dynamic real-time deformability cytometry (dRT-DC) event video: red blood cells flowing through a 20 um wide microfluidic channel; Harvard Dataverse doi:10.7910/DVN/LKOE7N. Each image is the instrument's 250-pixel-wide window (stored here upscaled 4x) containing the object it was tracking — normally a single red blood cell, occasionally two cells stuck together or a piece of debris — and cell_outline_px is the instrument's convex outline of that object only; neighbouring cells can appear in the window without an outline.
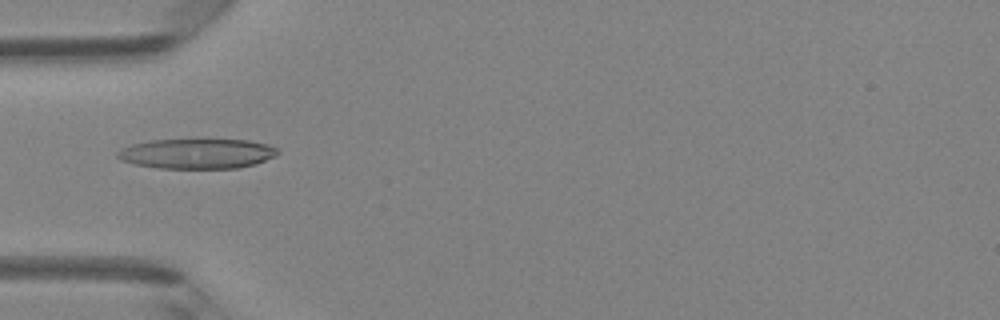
{"species": "Egyptian fruit bat (a non-hibernating species)", "species_latin": "Rousettus aegyptiacus", "temperature_condition": "room temperature", "stored_images_in_passage": 43, "camera_frame_rate_fps": 3000, "um_per_image_px": 0.085, "animal": {"sex": "female"}, "frame": {"image": 1, "passage_image": 11, "time_ms": 3.333, "image_size_px": [1000, 320], "cell_outline_px": [[280, 152], [276, 156], [256, 164], [236, 168], [160, 168], [132, 164], [120, 160], [116, 156], [116, 152], [132, 144], [152, 140], [204, 136], [248, 140], [268, 144], [276, 148]], "centroid_in_image_um": [16.77, 13.0], "position_along_channel_um": 68.2, "area_um2": 29.36}}
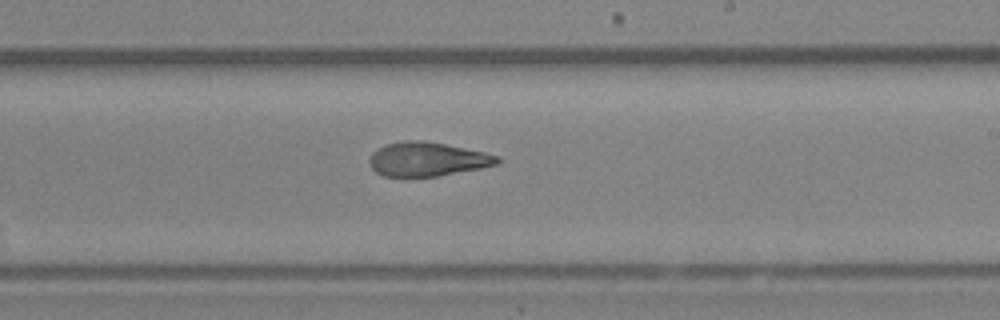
{"frame": {"image": 2, "passage_image": 24, "time_ms": 7.667, "image_size_px": [1000, 320], "cell_outline_px": [[500, 164], [480, 168], [436, 176], [408, 180], [404, 180], [384, 176], [376, 172], [372, 168], [368, 160], [372, 152], [384, 144], [404, 140], [424, 140], [484, 152], [500, 156]], "centroid_in_image_um": [36.26, 13.57], "position_along_channel_um": 252.7, "area_um2": 26.13}}
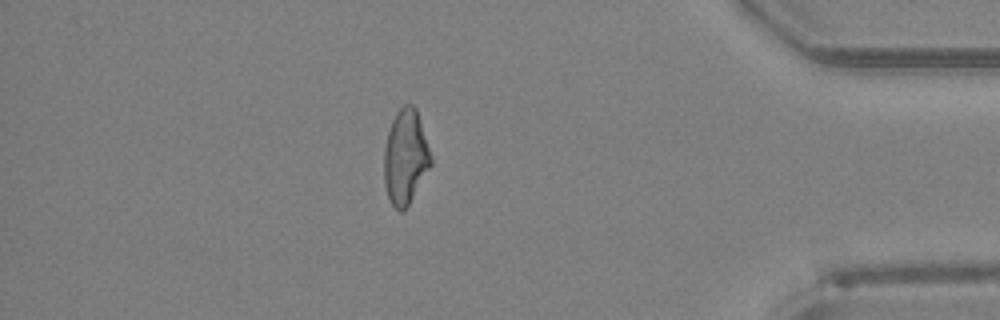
{"frame": {"image": 3, "passage_image": 37, "time_ms": 12.0, "image_size_px": [1000, 320], "cell_outline_px": [[432, 164], [408, 204], [400, 212], [392, 204], [388, 196], [384, 184], [384, 148], [388, 132], [392, 120], [396, 112], [404, 104], [412, 104], [416, 108], [432, 160]], "centroid_in_image_um": [34.44, 13.32], "position_along_channel_um": 400.8, "area_um2": 25.37}, "authors_computed_cell_mechanics": {"area_um2": 26.4146, "velocity_mm_per_s": 4.2565, "shape_relaxation_time_tau1_ms": 6.6724, "shape_relaxation_time_tau2_ms": 2.6413, "deformation_change_tau1": 0.2113, "deformation_change_tau2": 0.1151}}